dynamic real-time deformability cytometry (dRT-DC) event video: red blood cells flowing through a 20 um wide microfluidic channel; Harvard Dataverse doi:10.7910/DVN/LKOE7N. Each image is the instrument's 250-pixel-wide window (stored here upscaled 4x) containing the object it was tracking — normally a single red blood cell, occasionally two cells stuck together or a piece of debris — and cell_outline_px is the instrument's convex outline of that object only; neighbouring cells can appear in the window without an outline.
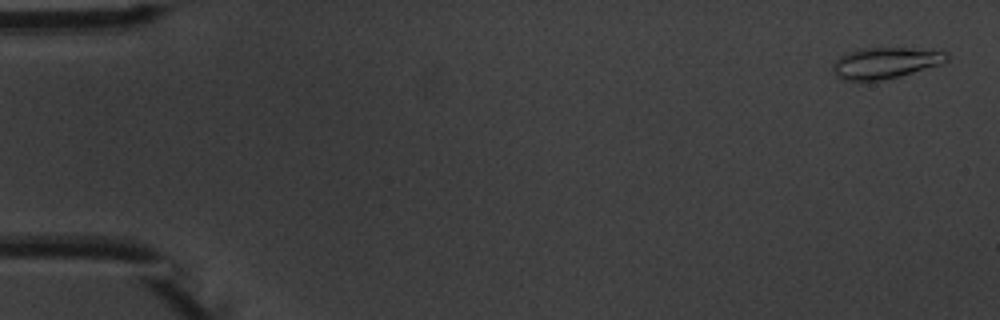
{"species": "common noctule bat (a hibernating species)", "species_latin": "Nyctalus noctula", "temperature_condition": "warm", "stored_images_in_passage": 4, "camera_frame_rate_fps": 3000, "um_per_image_px": 0.085, "animal": {"sex": "male", "body_mass_g": 20.1, "forearm_length_mm": 53.5}, "frame": {"image": 1, "passage_image": 1, "time_ms": 0.0, "image_size_px": [1000, 320], "cell_outline_px": [[948, 60], [940, 64], [900, 76], [880, 80], [840, 80], [836, 76], [832, 68], [836, 60], [840, 56], [864, 48], [908, 48], [948, 52]], "centroid_in_image_um": [75.25, 5.35], "position_along_channel_um": 9.7, "area_um2": 20.29}}